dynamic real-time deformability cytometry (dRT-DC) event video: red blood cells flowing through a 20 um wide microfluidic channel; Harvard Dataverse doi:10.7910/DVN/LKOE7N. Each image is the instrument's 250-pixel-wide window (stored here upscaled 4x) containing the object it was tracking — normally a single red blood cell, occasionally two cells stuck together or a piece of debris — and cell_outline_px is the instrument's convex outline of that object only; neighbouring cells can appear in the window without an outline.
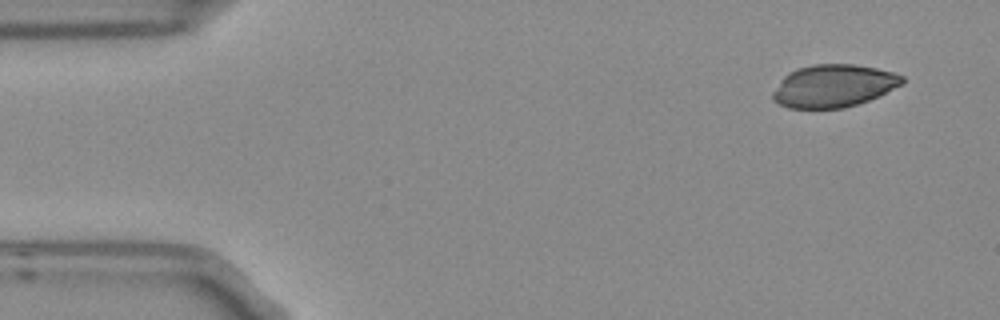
{"species": "Egyptian fruit bat (a non-hibernating species)", "species_latin": "Rousettus aegyptiacus", "temperature_condition": "room temperature", "stored_images_in_passage": 3, "camera_frame_rate_fps": 3000, "um_per_image_px": 0.085, "frame": {"image": 1, "passage_image": 1, "time_ms": 0.0, "image_size_px": [1000, 320], "cell_outline_px": [[904, 84], [880, 96], [844, 108], [788, 108], [772, 100], [772, 92], [780, 80], [788, 72], [796, 68], [812, 64], [852, 64], [876, 68], [892, 72], [904, 76]], "centroid_in_image_um": [70.85, 7.3], "position_along_channel_um": 14.2, "area_um2": 32.37}}